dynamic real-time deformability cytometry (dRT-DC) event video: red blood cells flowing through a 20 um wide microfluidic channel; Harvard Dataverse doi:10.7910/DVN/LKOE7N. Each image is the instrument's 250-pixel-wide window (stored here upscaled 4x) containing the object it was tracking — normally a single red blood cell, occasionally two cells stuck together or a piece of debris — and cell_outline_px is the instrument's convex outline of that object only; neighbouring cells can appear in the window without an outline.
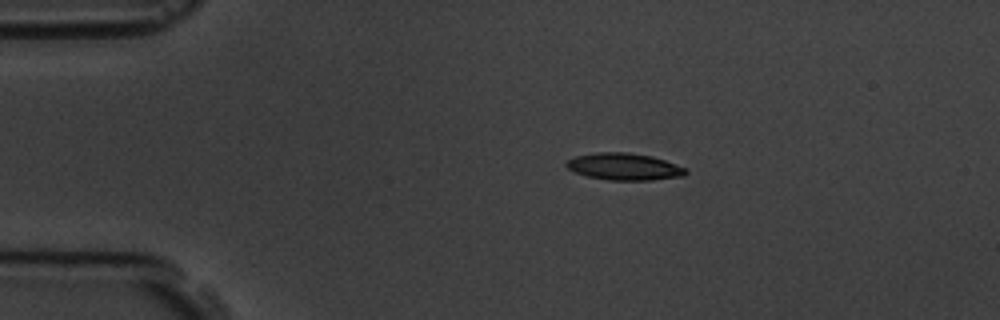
{"species": "common noctule bat (a hibernating species)", "species_latin": "Nyctalus noctula", "temperature_condition": "room temperature", "stored_images_in_passage": 10, "camera_frame_rate_fps": 3000, "um_per_image_px": 0.085, "animal": {"sex": "male", "body_mass_g": 19.5, "forearm_length_mm": 54.6}, "frame": {"image": 1, "passage_image": 4, "time_ms": 3.667, "image_size_px": [1000, 320], "cell_outline_px": [[688, 172], [684, 176], [652, 180], [608, 180], [588, 176], [576, 172], [568, 168], [564, 164], [568, 160], [576, 156], [596, 152], [628, 152], [652, 156], [688, 168]], "centroid_in_image_um": [53.09, 14.16], "position_along_channel_um": 31.9, "area_um2": 18.79}}
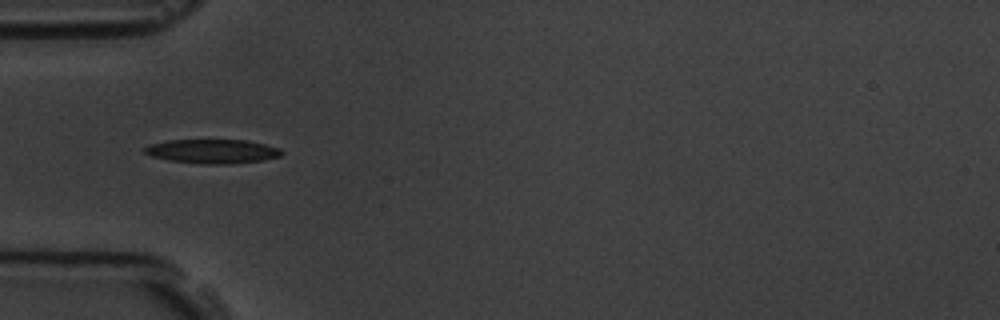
{"frame": {"image": 2, "passage_image": 6, "time_ms": 6.0, "image_size_px": [1000, 320], "cell_outline_px": [[284, 152], [280, 156], [264, 160], [228, 164], [200, 164], [168, 160], [152, 156], [144, 152], [144, 148], [148, 144], [168, 140], [248, 140], [280, 148]], "centroid_in_image_um": [18.06, 12.86], "position_along_channel_um": 66.9, "area_um2": 19.36}}
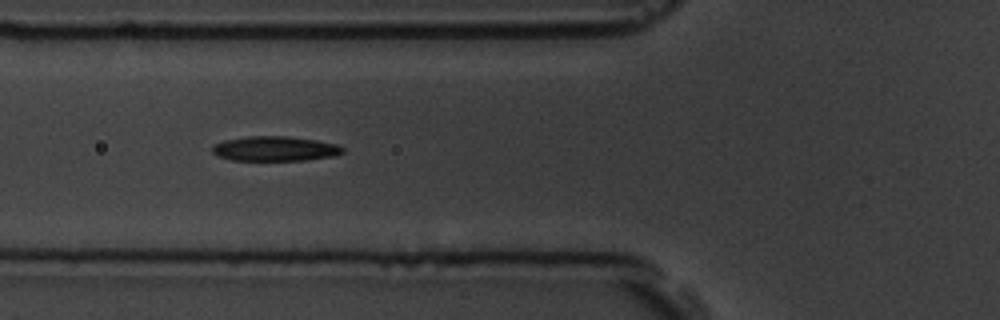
{"frame": {"image": 3, "passage_image": 7, "time_ms": 7.0, "image_size_px": [1000, 320], "cell_outline_px": [[344, 152], [336, 156], [304, 160], [232, 160], [216, 156], [212, 152], [212, 148], [216, 144], [224, 140], [248, 136], [288, 136], [316, 140], [336, 144], [344, 148]], "centroid_in_image_um": [23.38, 12.64], "position_along_channel_um": 102.4, "area_um2": 18.84}}